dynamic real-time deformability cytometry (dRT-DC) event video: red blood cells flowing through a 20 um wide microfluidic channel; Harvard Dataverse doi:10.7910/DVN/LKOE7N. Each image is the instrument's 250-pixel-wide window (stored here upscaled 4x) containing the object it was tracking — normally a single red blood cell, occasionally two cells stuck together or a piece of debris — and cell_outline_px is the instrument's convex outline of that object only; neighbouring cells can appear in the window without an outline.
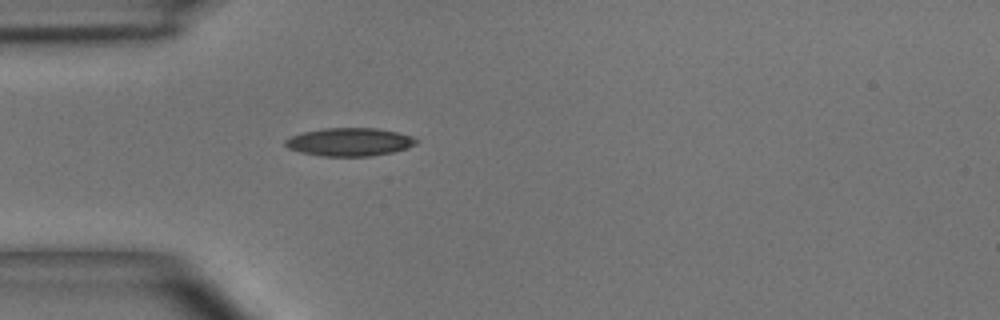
{"species": "common noctule bat (a hibernating species)", "species_latin": "Nyctalus noctula", "temperature_condition": "room temperature", "stored_images_in_passage": 2, "camera_frame_rate_fps": 3000, "um_per_image_px": 0.085, "animal": {"sex": "male", "body_mass_g": 15.6}, "frame": {"image": 1, "passage_image": 1, "time_ms": 0.0, "image_size_px": [1000, 320], "cell_outline_px": [[420, 140], [416, 144], [408, 148], [392, 152], [372, 156], [320, 156], [300, 152], [288, 148], [284, 144], [284, 140], [292, 136], [304, 132], [324, 128], [376, 128], [396, 132], [412, 136]], "centroid_in_image_um": [29.72, 12.07], "position_along_channel_um": 55.3, "area_um2": 21.5}}